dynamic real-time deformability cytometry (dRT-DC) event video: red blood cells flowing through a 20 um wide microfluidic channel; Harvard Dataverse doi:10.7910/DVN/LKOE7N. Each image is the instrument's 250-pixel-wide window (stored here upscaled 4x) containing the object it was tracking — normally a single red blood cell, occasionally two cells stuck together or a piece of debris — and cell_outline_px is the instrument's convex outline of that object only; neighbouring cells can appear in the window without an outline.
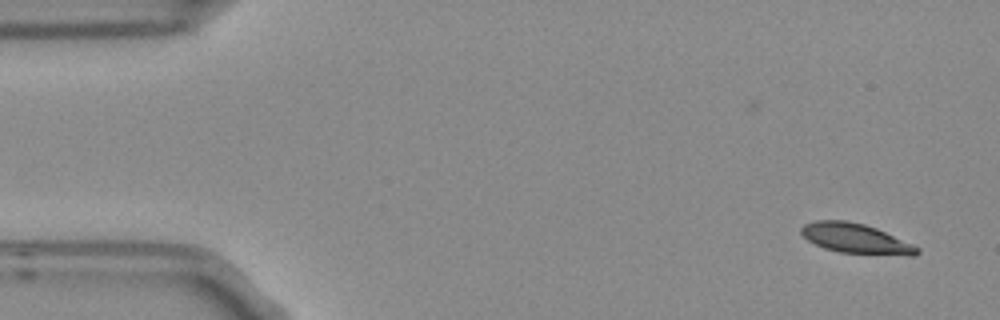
{"species": "Egyptian fruit bat (a non-hibernating species)", "species_latin": "Rousettus aegyptiacus", "temperature_condition": "room temperature", "stored_images_in_passage": 6, "camera_frame_rate_fps": 3000, "um_per_image_px": 0.085, "frame": {"image": 1, "passage_image": 1, "time_ms": 0.0, "image_size_px": [1000, 320], "cell_outline_px": [[920, 252], [916, 256], [908, 256], [840, 252], [824, 248], [808, 240], [800, 232], [800, 228], [804, 224], [816, 220], [844, 220], [864, 224], [876, 228], [912, 244], [920, 248]], "centroid_in_image_um": [72.75, 20.28], "position_along_channel_um": 12.2, "area_um2": 20.11}}
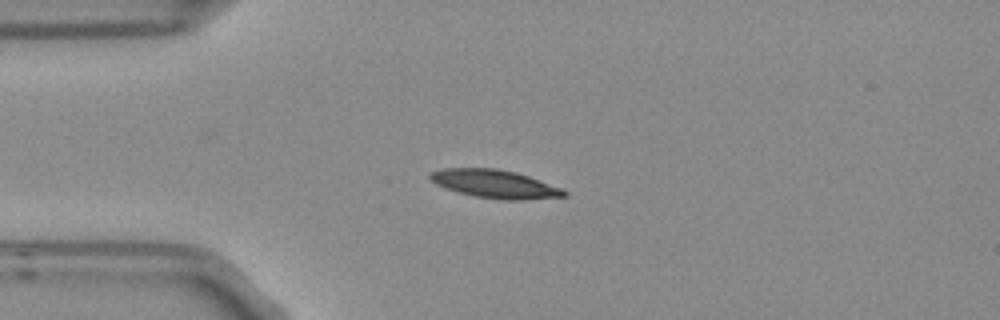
{"frame": {"image": 2, "passage_image": 4, "time_ms": 1.0, "image_size_px": [1000, 320], "cell_outline_px": [[568, 196], [524, 200], [504, 200], [476, 196], [460, 192], [436, 184], [428, 176], [432, 172], [440, 168], [496, 168], [516, 172], [564, 188], [568, 192]], "centroid_in_image_um": [42.14, 15.63], "position_along_channel_um": 42.9, "area_um2": 22.02}}
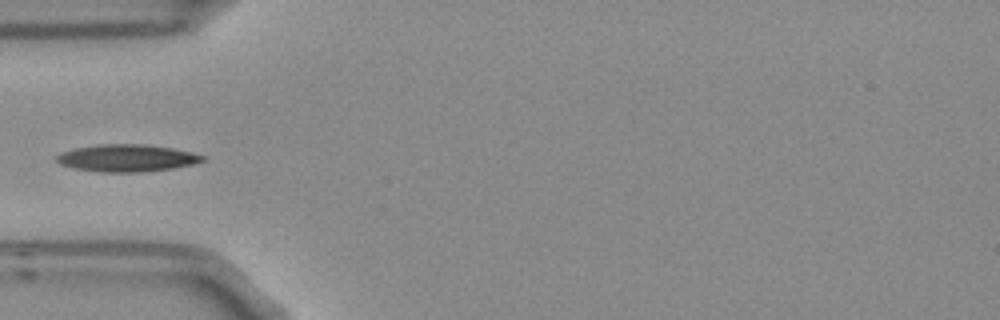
{"frame": {"image": 3, "passage_image": 5, "time_ms": 1.333, "image_size_px": [1000, 320], "cell_outline_px": [[204, 160], [192, 164], [172, 168], [144, 172], [100, 172], [76, 168], [60, 164], [56, 160], [56, 156], [60, 152], [76, 148], [100, 144], [140, 144], [172, 148], [192, 152], [204, 156]], "centroid_in_image_um": [10.76, 13.43], "position_along_channel_um": 74.2, "area_um2": 22.95}}